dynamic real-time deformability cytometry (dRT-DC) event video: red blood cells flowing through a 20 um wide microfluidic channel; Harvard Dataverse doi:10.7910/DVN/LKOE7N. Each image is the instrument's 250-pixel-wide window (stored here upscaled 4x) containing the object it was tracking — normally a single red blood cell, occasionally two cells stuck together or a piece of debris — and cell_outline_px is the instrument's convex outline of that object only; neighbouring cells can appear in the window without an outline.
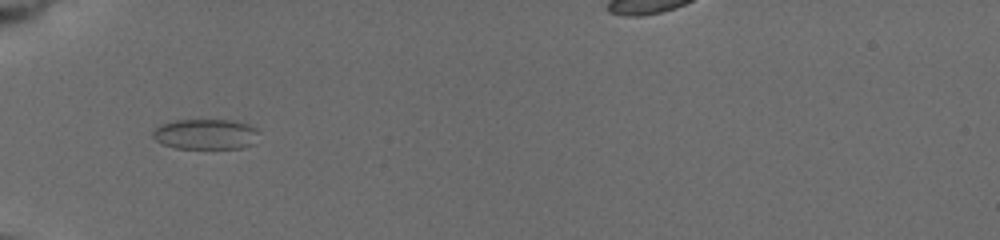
{"species": "common noctule bat (a hibernating species)", "species_latin": "Nyctalus noctula", "temperature_condition": "cold", "stored_images_in_passage": 15, "camera_frame_rate_fps": 3000, "um_per_image_px": 0.085, "animal": {"sex": "female", "body_mass_g": 19.5, "forearm_length_mm": 54.1}, "frame": {"image": 1, "passage_image": 1, "time_ms": 0.0, "image_size_px": [1000, 240], "cell_outline_px": [[256, 132], [248, 144], [240, 148], [176, 148], [164, 144], [156, 140], [152, 136], [152, 132], [160, 124], [176, 120], [236, 120], [256, 128]], "centroid_in_image_um": [17.38, 11.39], "position_along_channel_um": 67.6, "area_um2": 18.26}}
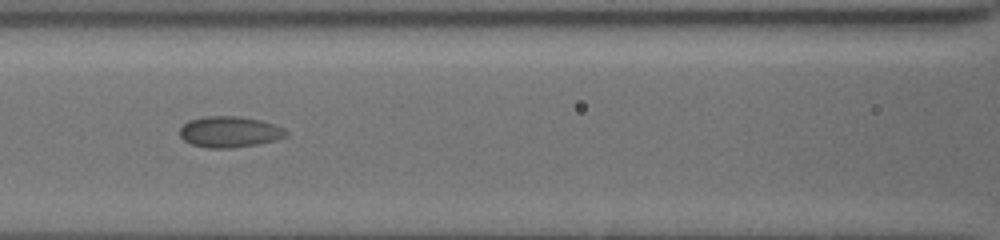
{"frame": {"image": 2, "passage_image": 10, "time_ms": 2.333, "image_size_px": [1000, 240], "cell_outline_px": [[288, 132], [284, 136], [272, 140], [256, 144], [232, 148], [208, 148], [192, 144], [184, 140], [180, 136], [180, 128], [188, 120], [208, 116], [236, 116], [260, 120], [284, 128]], "centroid_in_image_um": [19.47, 11.2], "position_along_channel_um": 147.1, "area_um2": 18.9}}
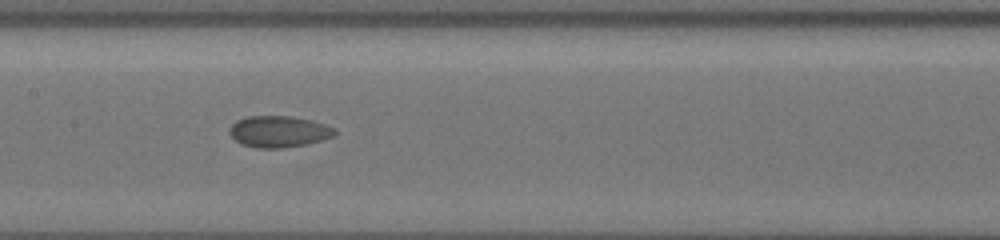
{"frame": {"image": 3, "passage_image": 14, "time_ms": 3.333, "image_size_px": [1000, 240], "cell_outline_px": [[336, 132], [332, 136], [320, 140], [304, 144], [284, 148], [256, 148], [240, 144], [228, 132], [228, 128], [236, 120], [248, 116], [292, 116], [312, 120], [324, 124], [332, 128]], "centroid_in_image_um": [23.63, 11.18], "position_along_channel_um": 183.8, "area_um2": 19.19}}